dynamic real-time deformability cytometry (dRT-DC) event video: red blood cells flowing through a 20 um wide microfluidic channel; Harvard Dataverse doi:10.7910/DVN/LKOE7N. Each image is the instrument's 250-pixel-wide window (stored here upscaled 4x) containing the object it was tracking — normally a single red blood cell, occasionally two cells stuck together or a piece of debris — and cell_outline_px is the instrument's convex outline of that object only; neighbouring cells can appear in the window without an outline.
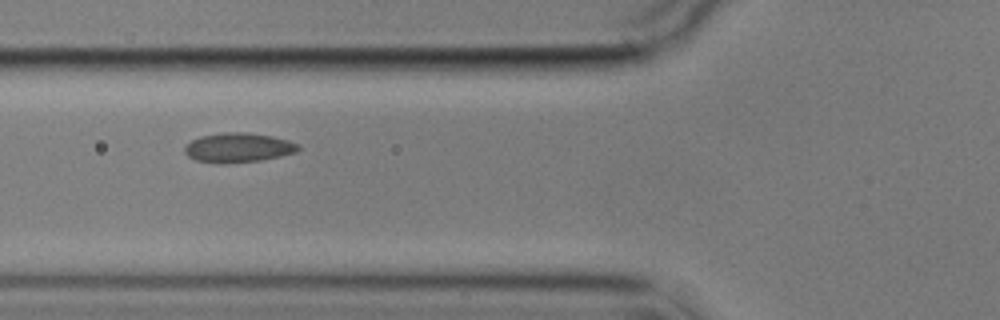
{"species": "common noctule bat (a hibernating species)", "species_latin": "Nyctalus noctula", "temperature_condition": "cold", "stored_images_in_passage": 6, "camera_frame_rate_fps": 3000, "um_per_image_px": 0.085, "animal": {"sex": "male", "body_mass_g": 17.9}, "frame": {"image": 1, "passage_image": 5, "time_ms": 4.667, "image_size_px": [1000, 320], "cell_outline_px": [[300, 148], [296, 152], [280, 156], [260, 160], [224, 164], [220, 164], [196, 160], [188, 156], [184, 152], [184, 148], [192, 140], [200, 136], [224, 132], [244, 132], [272, 136], [288, 140], [300, 144]], "centroid_in_image_um": [20.25, 12.55], "position_along_channel_um": 105.5, "area_um2": 19.54}}
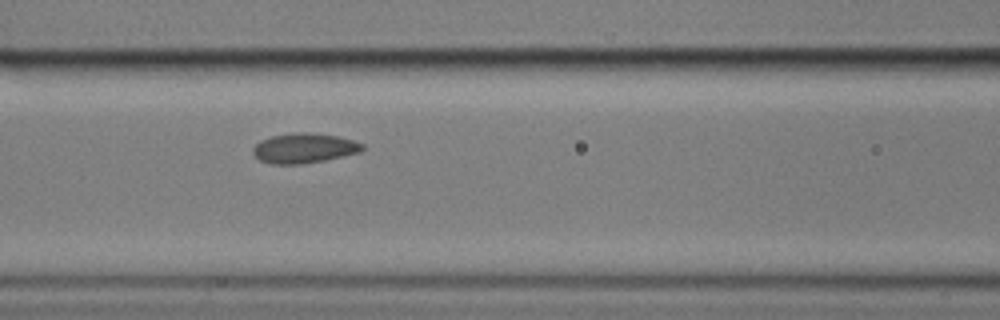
{"frame": {"image": 2, "passage_image": 6, "time_ms": 5.667, "image_size_px": [1000, 320], "cell_outline_px": [[364, 148], [360, 152], [324, 160], [300, 164], [272, 164], [260, 160], [252, 152], [252, 148], [260, 140], [272, 136], [300, 132], [308, 132], [336, 136], [352, 140], [364, 144]], "centroid_in_image_um": [25.83, 12.59], "position_along_channel_um": 140.8, "area_um2": 18.84}}